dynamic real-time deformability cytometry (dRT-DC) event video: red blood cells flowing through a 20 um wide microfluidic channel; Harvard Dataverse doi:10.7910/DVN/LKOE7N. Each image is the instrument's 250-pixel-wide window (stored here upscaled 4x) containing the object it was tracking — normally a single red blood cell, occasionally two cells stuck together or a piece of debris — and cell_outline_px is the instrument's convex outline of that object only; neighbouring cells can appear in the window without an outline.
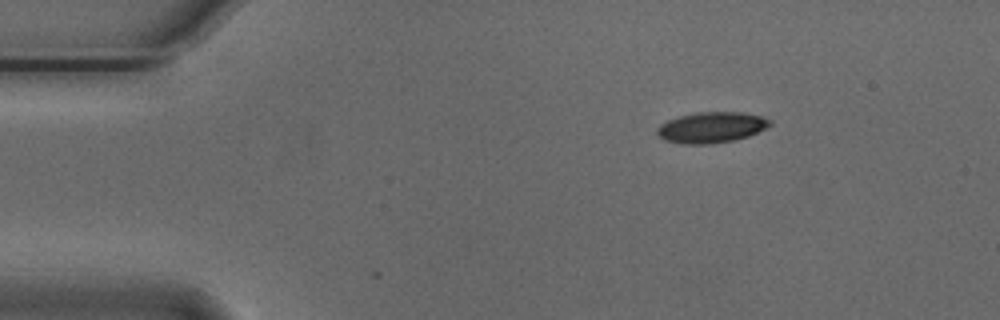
{"species": "Egyptian fruit bat (a non-hibernating species)", "species_latin": "Rousettus aegyptiacus", "temperature_condition": "cold", "stored_images_in_passage": 3, "camera_frame_rate_fps": 3000, "um_per_image_px": 0.085, "animal": {"sex": "male"}, "frame": {"image": 1, "passage_image": 1, "time_ms": 0.0, "image_size_px": [1000, 320], "cell_outline_px": [[772, 124], [748, 136], [732, 140], [712, 144], [684, 144], [664, 140], [656, 132], [660, 124], [668, 120], [680, 116], [696, 112], [740, 112], [760, 116], [772, 120]], "centroid_in_image_um": [60.45, 10.83], "position_along_channel_um": 24.5, "area_um2": 20.06}}